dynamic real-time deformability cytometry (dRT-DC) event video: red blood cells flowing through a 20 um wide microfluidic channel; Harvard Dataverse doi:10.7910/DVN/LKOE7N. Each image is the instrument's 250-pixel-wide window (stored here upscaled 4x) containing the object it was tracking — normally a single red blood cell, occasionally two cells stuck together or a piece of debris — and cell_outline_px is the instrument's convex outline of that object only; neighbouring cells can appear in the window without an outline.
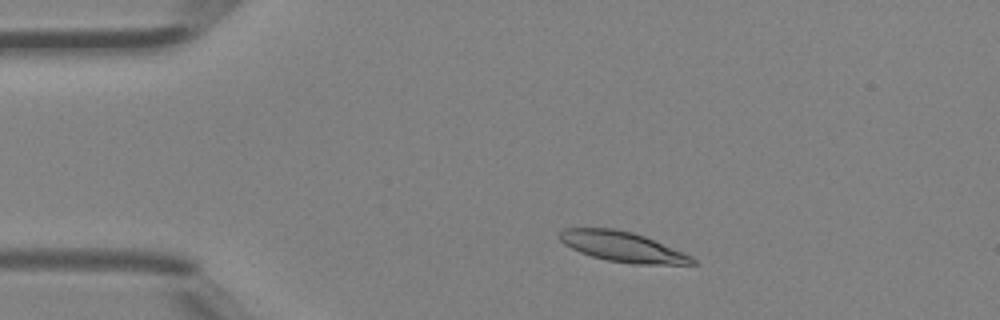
{"species": "Egyptian fruit bat (a non-hibernating species)", "species_latin": "Rousettus aegyptiacus", "temperature_condition": "room temperature", "stored_images_in_passage": 43, "camera_frame_rate_fps": 3000, "um_per_image_px": 0.085, "animal": {"sex": "female"}, "frame": {"image": 1, "passage_image": 6, "time_ms": 1.667, "image_size_px": [1000, 320], "cell_outline_px": [[700, 264], [632, 264], [608, 260], [592, 256], [580, 252], [564, 244], [560, 240], [560, 232], [564, 228], [612, 228], [632, 232], [644, 236], [684, 252], [692, 256]], "centroid_in_image_um": [52.95, 20.98], "position_along_channel_um": 32.1, "area_um2": 23.18}}
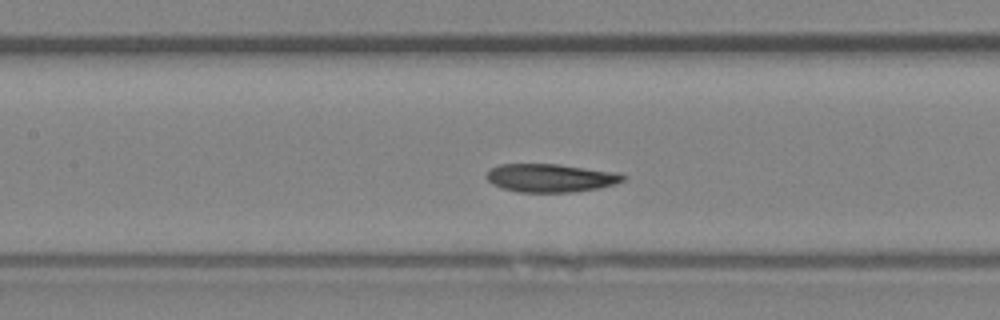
{"frame": {"image": 2, "passage_image": 18, "time_ms": 5.667, "image_size_px": [1000, 320], "cell_outline_px": [[624, 180], [600, 188], [572, 192], [520, 192], [504, 188], [492, 184], [484, 176], [492, 168], [500, 164], [560, 164], [616, 172], [624, 176]], "centroid_in_image_um": [46.77, 15.12], "position_along_channel_um": 160.6, "area_um2": 22.31}}
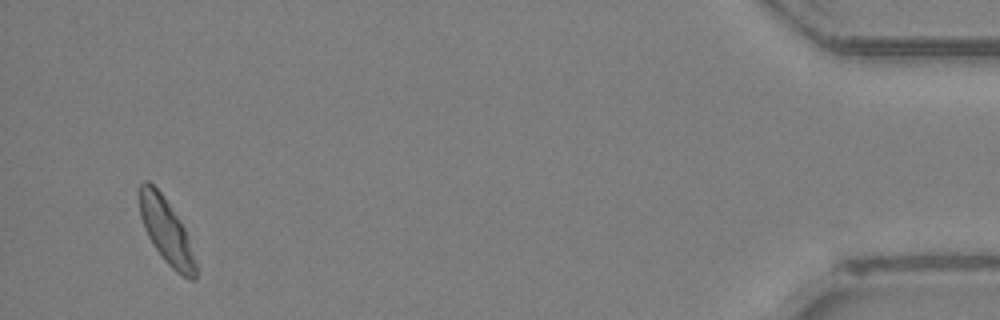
{"frame": {"image": 3, "passage_image": 41, "time_ms": 13.333, "image_size_px": [1000, 320], "cell_outline_px": [[196, 280], [188, 280], [176, 272], [164, 260], [152, 244], [144, 228], [140, 216], [140, 184], [144, 180], [148, 180], [160, 192], [180, 220], [188, 236], [196, 264]], "centroid_in_image_um": [14.14, 19.68], "position_along_channel_um": 421.1, "area_um2": 21.1}, "authors_computed_cell_mechanics": {"area_um2": 22.5998, "velocity_mm_per_s": 4.4345, "shape_relaxation_time_tau1_ms": 4.0521, "shape_relaxation_time_tau2_ms": 1.219, "deformation_change_tau1": 0.1487, "deformation_change_tau2": 0.0667}}